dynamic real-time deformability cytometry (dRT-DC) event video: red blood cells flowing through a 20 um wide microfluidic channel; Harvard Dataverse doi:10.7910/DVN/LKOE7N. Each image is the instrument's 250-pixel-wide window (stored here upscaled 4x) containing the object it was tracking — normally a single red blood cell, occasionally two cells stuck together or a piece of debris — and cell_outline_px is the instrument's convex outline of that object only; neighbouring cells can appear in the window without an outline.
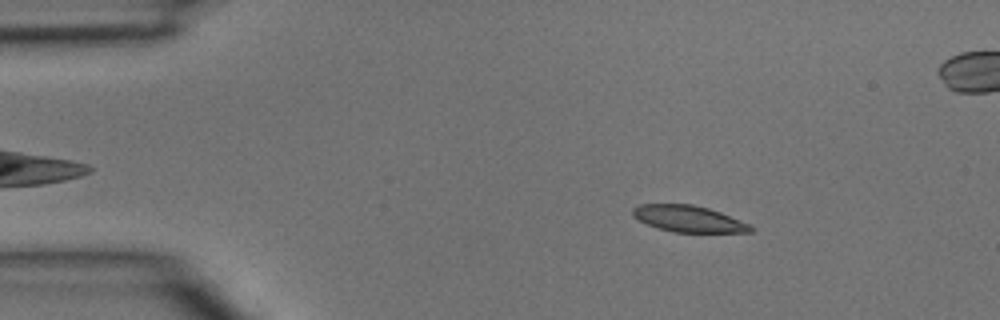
{"species": "common noctule bat (a hibernating species)", "species_latin": "Nyctalus noctula", "temperature_condition": "room temperature", "stored_images_in_passage": 3, "camera_frame_rate_fps": 3000, "um_per_image_px": 0.085, "animal": {"sex": "male", "body_mass_g": 15.6}, "frame": {"image": 1, "passage_image": 1, "time_ms": 0.0, "image_size_px": [1000, 320], "cell_outline_px": [[756, 228], [752, 232], [672, 232], [648, 224], [632, 216], [632, 208], [640, 204], [692, 204], [708, 208], [720, 212], [752, 224]], "centroid_in_image_um": [58.58, 18.59], "position_along_channel_um": 26.4, "area_um2": 18.21}}